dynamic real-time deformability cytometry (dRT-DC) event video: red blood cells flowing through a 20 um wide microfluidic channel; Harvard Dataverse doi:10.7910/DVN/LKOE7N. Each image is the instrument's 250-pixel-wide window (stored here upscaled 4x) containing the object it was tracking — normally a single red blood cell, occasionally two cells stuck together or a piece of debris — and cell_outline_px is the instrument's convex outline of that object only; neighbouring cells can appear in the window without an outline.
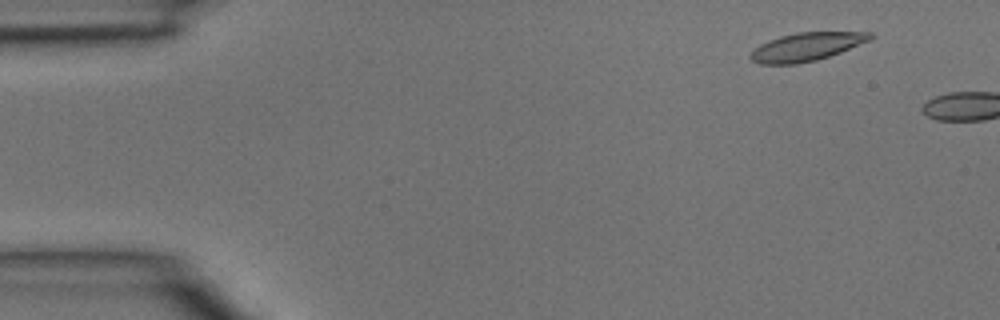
{"species": "common noctule bat (a hibernating species)", "species_latin": "Nyctalus noctula", "temperature_condition": "room temperature", "stored_images_in_passage": 2, "camera_frame_rate_fps": 3000, "um_per_image_px": 0.085, "animal": {"sex": "male", "body_mass_g": 15.6}, "frame": {"image": 1, "passage_image": 1, "time_ms": 0.0, "image_size_px": [1000, 320], "cell_outline_px": [[876, 36], [872, 40], [840, 52], [816, 60], [796, 64], [760, 64], [752, 60], [748, 56], [760, 44], [768, 40], [780, 36], [796, 32], [872, 32]], "centroid_in_image_um": [68.58, 3.97], "position_along_channel_um": 16.4, "area_um2": 19.77}}